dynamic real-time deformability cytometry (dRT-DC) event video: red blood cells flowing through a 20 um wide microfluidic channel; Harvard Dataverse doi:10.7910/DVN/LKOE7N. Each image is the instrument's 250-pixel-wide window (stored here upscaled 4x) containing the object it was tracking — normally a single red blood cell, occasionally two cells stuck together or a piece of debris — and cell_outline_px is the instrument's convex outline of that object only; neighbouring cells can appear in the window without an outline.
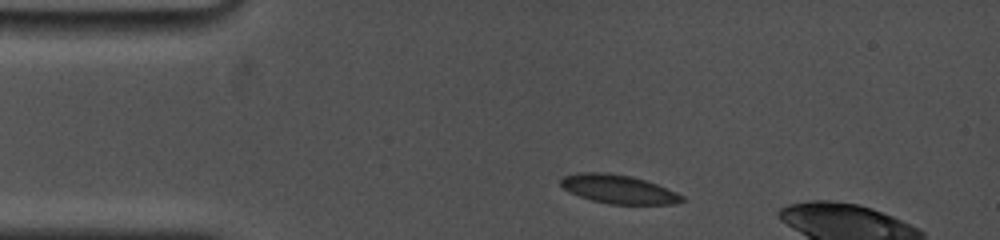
{"species": "common noctule bat (a hibernating species)", "species_latin": "Nyctalus noctula", "temperature_condition": "cold", "stored_images_in_passage": 3, "camera_frame_rate_fps": 5000, "um_per_image_px": 0.085, "animal": {"sex": "female", "body_mass_g": 19.0, "forearm_length_mm": 53.3}, "frame": {"image": 1, "passage_image": 1, "time_ms": 0.0, "image_size_px": [1000, 240], "cell_outline_px": [[688, 200], [676, 204], [608, 204], [592, 200], [580, 196], [564, 188], [560, 184], [560, 180], [564, 176], [580, 172], [608, 172], [632, 176], [656, 184], [676, 192], [684, 196]], "centroid_in_image_um": [52.61, 16.08], "position_along_channel_um": 32.4, "area_um2": 20.29}}